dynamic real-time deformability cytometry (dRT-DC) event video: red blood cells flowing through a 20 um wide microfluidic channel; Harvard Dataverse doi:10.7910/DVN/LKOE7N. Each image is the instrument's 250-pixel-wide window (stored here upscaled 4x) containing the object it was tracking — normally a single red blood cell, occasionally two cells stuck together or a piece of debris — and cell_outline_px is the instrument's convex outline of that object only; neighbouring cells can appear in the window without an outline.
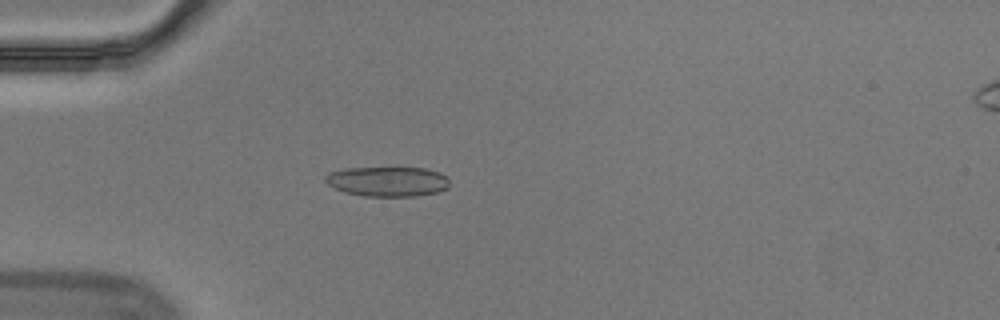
{"species": "Egyptian fruit bat (a non-hibernating species)", "species_latin": "Rousettus aegyptiacus", "temperature_condition": "cold", "stored_images_in_passage": 49, "camera_frame_rate_fps": 3000, "um_per_image_px": 0.085, "animal": {"sex": "male"}, "frame": {"image": 1, "passage_image": 9, "time_ms": 2.667, "image_size_px": [1000, 320], "cell_outline_px": [[448, 188], [440, 192], [416, 196], [364, 196], [344, 192], [328, 184], [324, 180], [324, 176], [328, 172], [348, 168], [424, 168], [440, 172], [448, 176]], "centroid_in_image_um": [32.96, 15.43], "position_along_channel_um": 52.0, "area_um2": 21.73}}
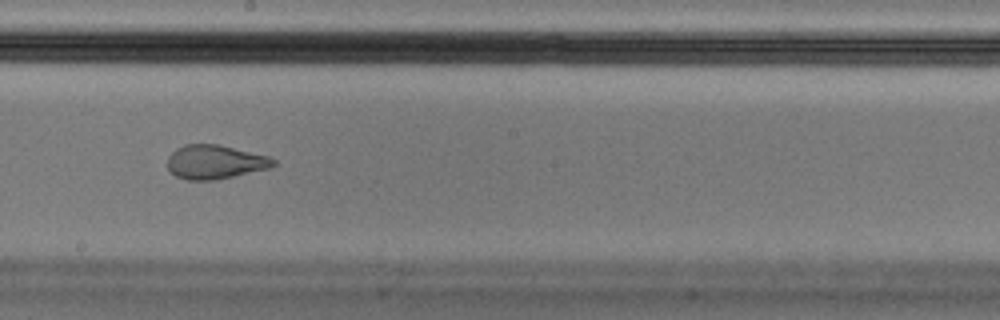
{"frame": {"image": 2, "passage_image": 25, "time_ms": 8.0, "image_size_px": [1000, 320], "cell_outline_px": [[276, 164], [272, 168], [216, 180], [188, 180], [176, 176], [168, 168], [168, 156], [176, 148], [184, 144], [220, 144], [268, 156], [276, 160]], "centroid_in_image_um": [18.3, 13.76], "position_along_channel_um": 229.9, "area_um2": 21.15}}
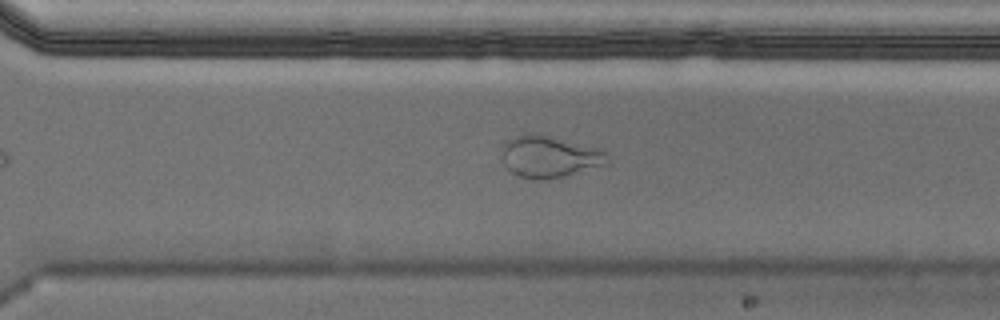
{"frame": {"image": 3, "passage_image": 33, "time_ms": 10.667, "image_size_px": [1000, 320], "cell_outline_px": [[612, 160], [608, 164], [564, 176], [532, 180], [520, 176], [512, 172], [500, 160], [504, 144], [508, 140], [524, 132], [540, 132], [600, 148]], "centroid_in_image_um": [46.71, 13.27], "position_along_channel_um": 323.9, "area_um2": 26.24}}